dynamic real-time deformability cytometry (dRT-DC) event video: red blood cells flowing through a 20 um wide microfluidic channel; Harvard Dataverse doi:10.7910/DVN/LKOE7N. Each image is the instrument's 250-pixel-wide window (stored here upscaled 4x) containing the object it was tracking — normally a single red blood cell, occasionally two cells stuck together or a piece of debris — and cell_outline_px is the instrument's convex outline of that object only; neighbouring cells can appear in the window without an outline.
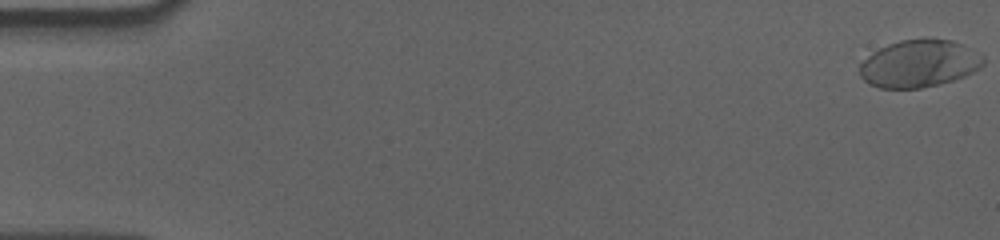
{"species": "human", "species_latin": "Homo sapiens", "temperature_condition": "cold", "stored_images_in_passage": 12, "camera_frame_rate_fps": 3000, "um_per_image_px": 0.085, "donor": {"sex": "male"}, "frame": {"image": 1, "passage_image": 1, "time_ms": 0.0, "image_size_px": [1000, 240], "cell_outline_px": [[984, 64], [980, 68], [964, 76], [952, 80], [920, 88], [880, 88], [868, 84], [860, 76], [860, 64], [872, 52], [888, 44], [900, 40], [924, 36], [928, 36], [952, 40], [964, 44], [984, 56]], "centroid_in_image_um": [78.14, 5.36], "position_along_channel_um": 6.9, "area_um2": 34.62}}